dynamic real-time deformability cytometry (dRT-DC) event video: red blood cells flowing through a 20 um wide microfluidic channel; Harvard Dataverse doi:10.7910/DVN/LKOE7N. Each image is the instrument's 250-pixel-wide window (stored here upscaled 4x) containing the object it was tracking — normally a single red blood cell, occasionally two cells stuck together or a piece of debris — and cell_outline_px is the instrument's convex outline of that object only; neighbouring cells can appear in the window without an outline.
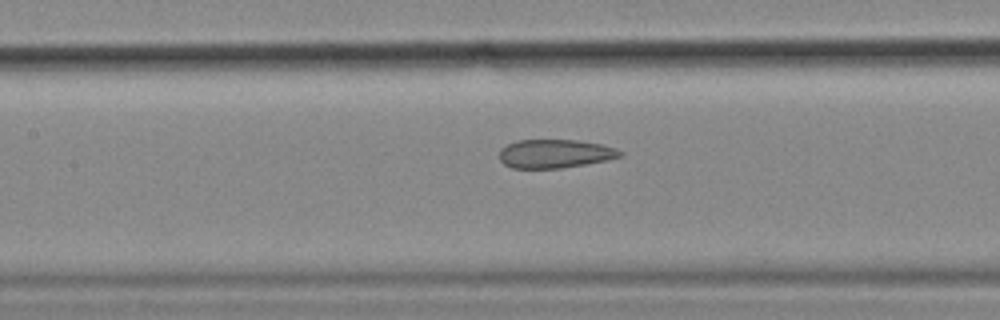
{"species": "common noctule bat (a hibernating species)", "species_latin": "Nyctalus noctula", "temperature_condition": "cold", "stored_images_in_passage": 56, "camera_frame_rate_fps": 3000, "um_per_image_px": 0.085, "animal": {"sex": "female", "body_mass_g": 18.4}, "frame": {"image": 1, "passage_image": 25, "time_ms": 8.0, "image_size_px": [1000, 320], "cell_outline_px": [[624, 156], [608, 160], [560, 168], [512, 168], [504, 164], [500, 160], [500, 148], [516, 140], [576, 140], [600, 144], [616, 148], [624, 152]], "centroid_in_image_um": [47.19, 13.06], "position_along_channel_um": 160.2, "area_um2": 20.17}, "authors_computed_cell_mechanics": {"area_um2": 22.7443, "velocity_mm_per_s": 3.5398, "shape_relaxation_time_tau1_ms": null, "shape_relaxation_time_tau2_ms": 1.9905, "deformation_change_tau1": null, "deformation_change_tau2": 0.088}}